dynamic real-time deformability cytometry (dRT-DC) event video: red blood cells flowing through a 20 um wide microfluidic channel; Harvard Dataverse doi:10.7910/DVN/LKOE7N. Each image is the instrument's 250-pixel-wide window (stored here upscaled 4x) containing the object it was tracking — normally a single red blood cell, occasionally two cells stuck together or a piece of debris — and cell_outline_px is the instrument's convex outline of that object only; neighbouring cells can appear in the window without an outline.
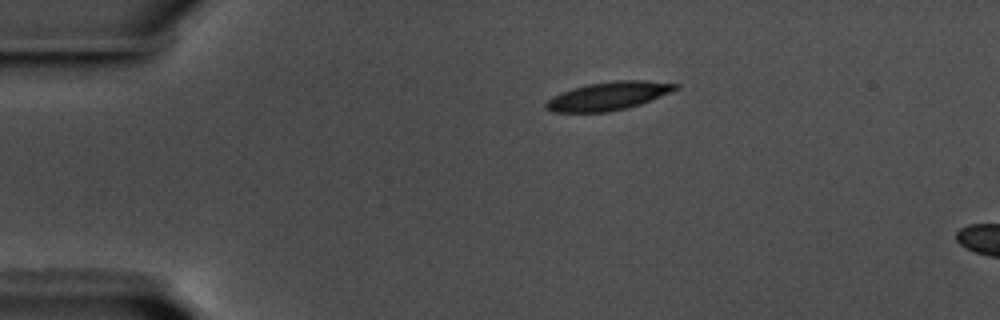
{"species": "common noctule bat (a hibernating species)", "species_latin": "Nyctalus noctula", "temperature_condition": "warm", "stored_images_in_passage": 7, "camera_frame_rate_fps": 3000, "um_per_image_px": 0.085, "animal": {"sex": "male", "body_mass_g": 17.5, "forearm_length_mm": 52.3}, "frame": {"image": 1, "passage_image": 1, "time_ms": 0.0, "image_size_px": [1000, 320], "cell_outline_px": [[680, 88], [652, 100], [628, 108], [608, 112], [552, 112], [544, 108], [544, 104], [552, 96], [572, 88], [588, 84], [616, 80], [644, 80], [680, 84]], "centroid_in_image_um": [51.72, 8.16], "position_along_channel_um": 33.3, "area_um2": 21.5}}